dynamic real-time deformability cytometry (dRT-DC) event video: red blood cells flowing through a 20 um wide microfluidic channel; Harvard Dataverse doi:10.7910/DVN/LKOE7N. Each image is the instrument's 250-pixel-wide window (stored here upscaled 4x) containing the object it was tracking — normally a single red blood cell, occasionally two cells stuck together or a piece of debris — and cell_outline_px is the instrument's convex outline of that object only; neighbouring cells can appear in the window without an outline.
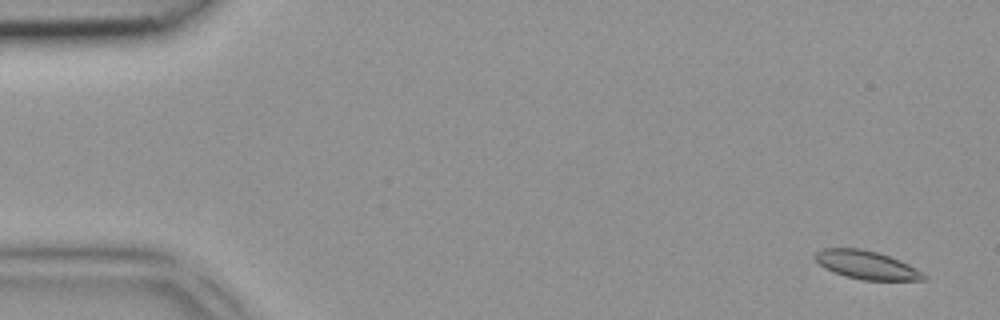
{"species": "common noctule bat (a hibernating species)", "species_latin": "Nyctalus noctula", "temperature_condition": "room temperature", "stored_images_in_passage": 4, "segment_of_instrument_passage": [2, 2], "camera_frame_rate_fps": 3000, "um_per_image_px": 0.085, "animal": {"sex": "female", "body_mass_g": 18.4}, "frame": {"image": 1, "passage_image": 4, "time_ms": 1.0, "image_size_px": [1000, 320], "cell_outline_px": [[928, 276], [924, 280], [864, 280], [844, 276], [832, 272], [824, 268], [812, 256], [816, 252], [824, 248], [860, 248], [876, 252], [900, 260], [916, 268]], "centroid_in_image_um": [73.63, 22.52], "position_along_channel_um": 11.4, "area_um2": 17.98}}